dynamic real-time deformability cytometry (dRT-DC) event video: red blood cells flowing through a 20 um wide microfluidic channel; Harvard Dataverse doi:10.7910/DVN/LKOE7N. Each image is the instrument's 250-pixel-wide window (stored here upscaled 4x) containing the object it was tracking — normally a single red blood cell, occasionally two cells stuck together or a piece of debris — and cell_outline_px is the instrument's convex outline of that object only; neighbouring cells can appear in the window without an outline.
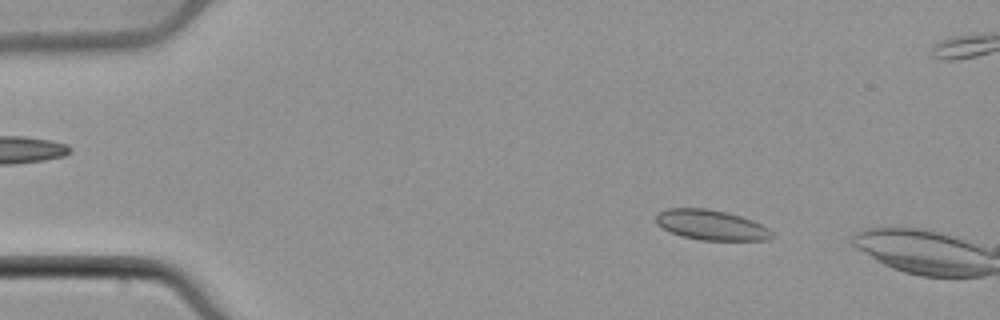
{"species": "common noctule bat (a hibernating species)", "species_latin": "Nyctalus noctula", "temperature_condition": "cold", "stored_images_in_passage": 8, "camera_frame_rate_fps": 3000, "um_per_image_px": 0.085, "animal": {"sex": "male", "body_mass_g": 21.5, "forearm_length_mm": 52.0}, "frame": {"image": 1, "passage_image": 1, "time_ms": 0.0, "image_size_px": [1000, 320], "cell_outline_px": [[772, 236], [768, 240], [700, 240], [680, 236], [656, 224], [656, 216], [660, 212], [668, 208], [708, 208], [740, 216], [752, 220], [768, 228], [772, 232]], "centroid_in_image_um": [60.44, 19.13], "position_along_channel_um": 24.6, "area_um2": 20.17}}